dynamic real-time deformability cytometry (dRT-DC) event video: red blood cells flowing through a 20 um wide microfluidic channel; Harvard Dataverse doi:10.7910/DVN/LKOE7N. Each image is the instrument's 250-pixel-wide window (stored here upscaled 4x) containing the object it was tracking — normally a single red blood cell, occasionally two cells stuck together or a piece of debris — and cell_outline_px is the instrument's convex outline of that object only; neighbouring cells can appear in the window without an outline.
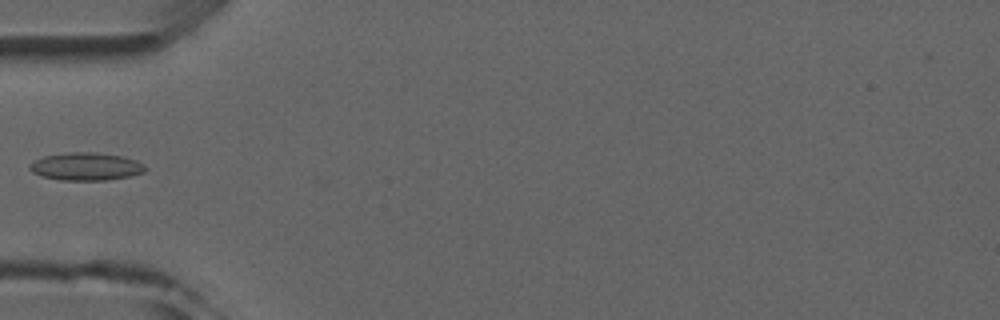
{"species": "common noctule bat (a hibernating species)", "species_latin": "Nyctalus noctula", "temperature_condition": "room temperature", "stored_images_in_passage": 5, "camera_frame_rate_fps": 3000, "um_per_image_px": 0.085, "animal": {"sex": "male", "forearm_length_mm": 52.5}, "frame": {"image": 1, "passage_image": 5, "time_ms": 5.333, "image_size_px": [1000, 320], "cell_outline_px": [[148, 168], [144, 172], [132, 176], [108, 180], [60, 180], [44, 176], [32, 172], [28, 168], [28, 164], [44, 156], [68, 152], [92, 152], [124, 156], [136, 160], [144, 164]], "centroid_in_image_um": [7.35, 14.15], "position_along_channel_um": 77.7, "area_um2": 18.84}}